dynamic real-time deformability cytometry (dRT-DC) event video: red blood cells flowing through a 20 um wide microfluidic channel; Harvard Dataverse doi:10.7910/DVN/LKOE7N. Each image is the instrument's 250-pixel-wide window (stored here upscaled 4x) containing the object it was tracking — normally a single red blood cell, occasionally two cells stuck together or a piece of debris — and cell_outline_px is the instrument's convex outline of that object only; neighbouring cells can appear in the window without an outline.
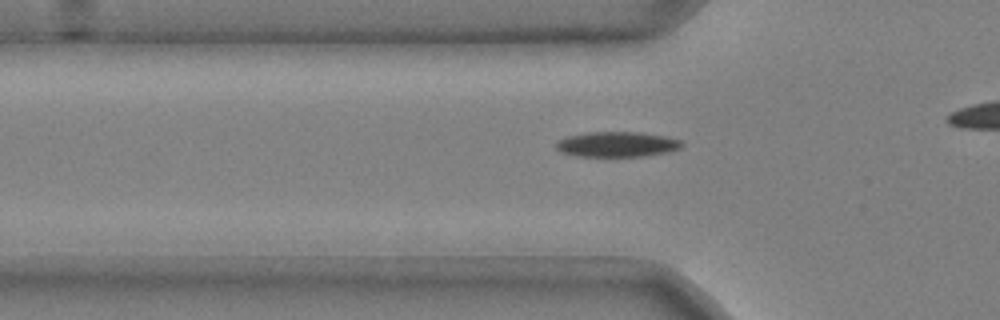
{"species": "common noctule bat (a hibernating species)", "species_latin": "Nyctalus noctula", "temperature_condition": "cold", "stored_images_in_passage": 37, "camera_frame_rate_fps": 3000, "um_per_image_px": 0.085, "animal": {"sex": "male", "body_mass_g": 20.4}, "frame": {"image": 1, "passage_image": 11, "time_ms": 3.333, "image_size_px": [1000, 320], "cell_outline_px": [[684, 144], [680, 148], [668, 152], [644, 156], [576, 156], [560, 152], [556, 148], [556, 140], [568, 136], [588, 132], [640, 132], [664, 136], [680, 140]], "centroid_in_image_um": [52.42, 12.26], "position_along_channel_um": 73.4, "area_um2": 18.5}}
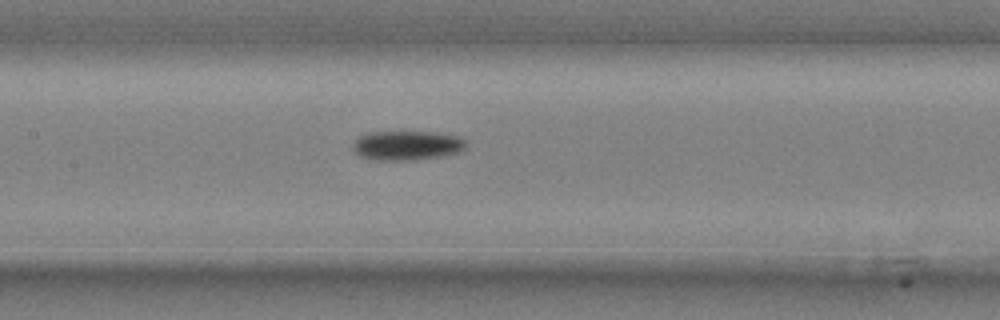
{"frame": {"image": 2, "passage_image": 19, "time_ms": 6.0, "image_size_px": [1000, 320], "cell_outline_px": [[468, 144], [460, 152], [440, 156], [416, 160], [376, 160], [360, 156], [352, 148], [356, 140], [360, 136], [368, 132], [436, 132], [460, 136]], "centroid_in_image_um": [34.63, 12.36], "position_along_channel_um": 172.8, "area_um2": 19.42}}
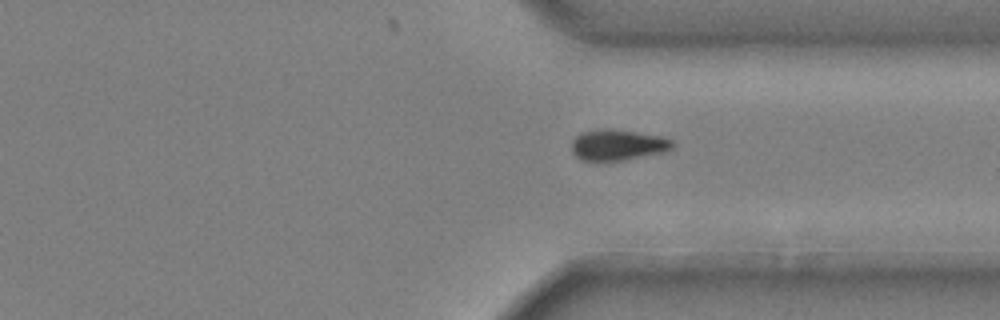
{"frame": {"image": 3, "passage_image": 34, "time_ms": 11.0, "image_size_px": [1000, 320], "cell_outline_px": [[672, 148], [664, 152], [624, 160], [596, 164], [580, 160], [572, 152], [572, 140], [580, 132], [600, 128], [608, 128], [660, 136], [672, 140]], "centroid_in_image_um": [52.41, 12.36], "position_along_channel_um": 359.0, "area_um2": 18.67}}